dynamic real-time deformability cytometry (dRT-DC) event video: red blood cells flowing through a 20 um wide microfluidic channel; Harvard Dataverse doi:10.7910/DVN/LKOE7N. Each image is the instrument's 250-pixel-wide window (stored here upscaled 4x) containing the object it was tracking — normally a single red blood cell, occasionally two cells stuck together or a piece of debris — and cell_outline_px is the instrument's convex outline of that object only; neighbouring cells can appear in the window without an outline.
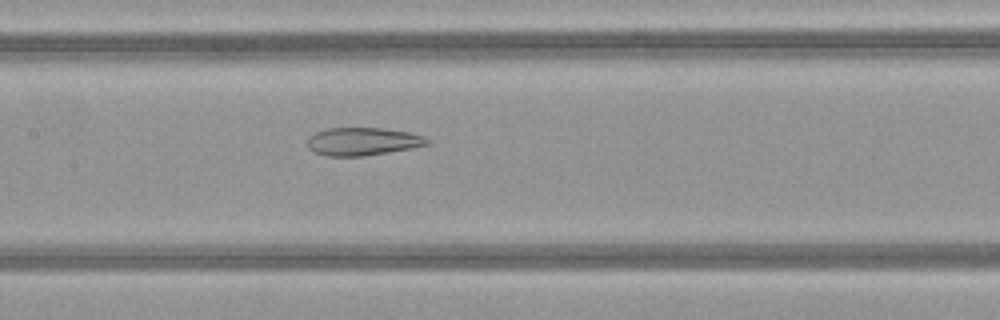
{"species": "common noctule bat (a hibernating species)", "species_latin": "Nyctalus noctula", "temperature_condition": "warm", "stored_images_in_passage": 29, "camera_frame_rate_fps": 3000, "um_per_image_px": 0.085, "animal": {"sex": "female", "body_mass_g": 21.9}, "frame": {"image": 1, "passage_image": 10, "time_ms": 3.0, "image_size_px": [1000, 320], "cell_outline_px": [[432, 144], [412, 148], [364, 156], [324, 156], [312, 152], [308, 148], [308, 136], [316, 132], [328, 128], [384, 128], [408, 132], [424, 136], [432, 140]], "centroid_in_image_um": [30.85, 12.03], "position_along_channel_um": 176.6, "area_um2": 19.77}}
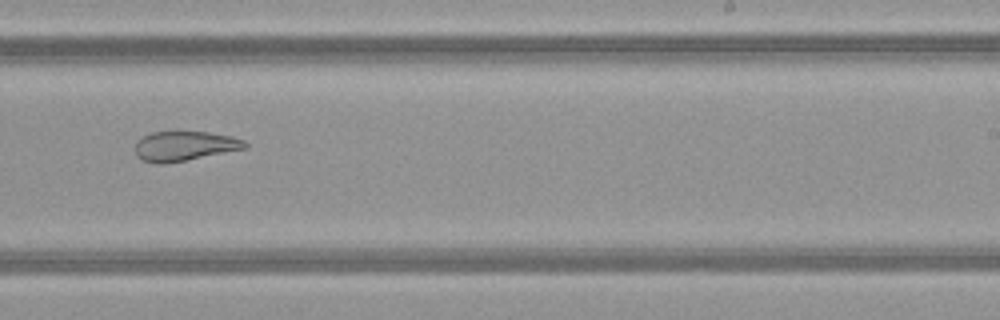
{"frame": {"image": 2, "passage_image": 17, "time_ms": 5.333, "image_size_px": [1000, 320], "cell_outline_px": [[248, 148], [164, 164], [156, 164], [140, 160], [136, 156], [136, 140], [152, 132], [208, 132], [232, 136], [244, 140], [248, 144]], "centroid_in_image_um": [15.68, 12.42], "position_along_channel_um": 273.3, "area_um2": 19.02}}
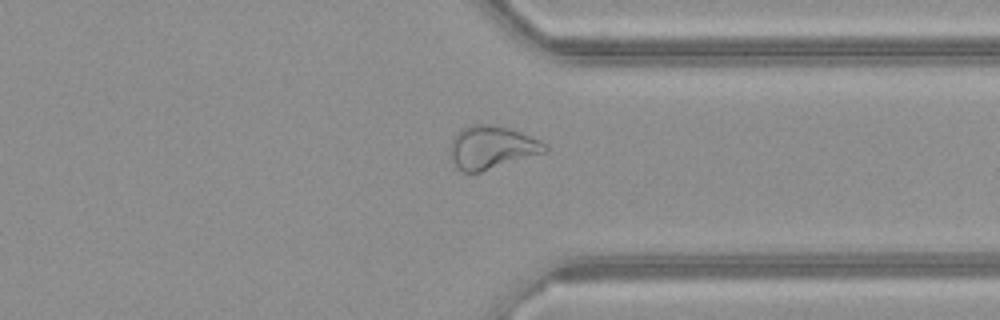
{"frame": {"image": 3, "passage_image": 24, "time_ms": 7.667, "image_size_px": [1000, 320], "cell_outline_px": [[548, 152], [480, 172], [460, 172], [456, 168], [452, 160], [448, 148], [452, 140], [464, 128], [472, 124], [488, 124], [508, 128], [520, 132], [540, 140], [548, 144]], "centroid_in_image_um": [41.81, 12.55], "position_along_channel_um": 369.6, "area_um2": 23.81}}